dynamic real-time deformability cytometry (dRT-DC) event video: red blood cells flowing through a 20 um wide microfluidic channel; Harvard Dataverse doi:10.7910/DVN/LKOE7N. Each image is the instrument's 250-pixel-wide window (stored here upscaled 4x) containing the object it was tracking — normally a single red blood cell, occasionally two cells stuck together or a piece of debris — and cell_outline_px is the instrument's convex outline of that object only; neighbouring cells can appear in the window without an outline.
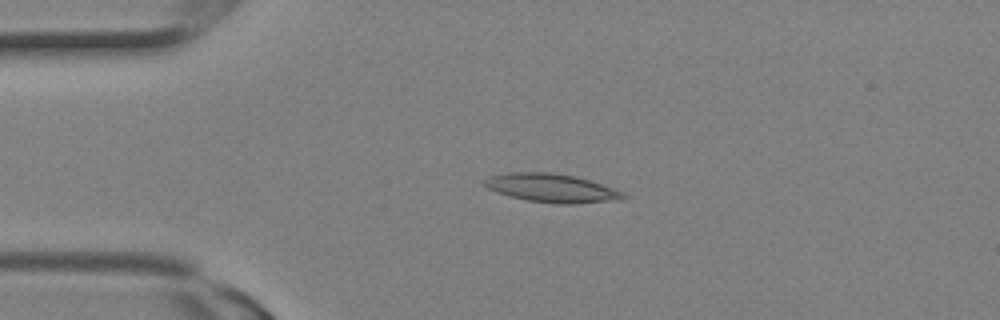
{"species": "Egyptian fruit bat (a non-hibernating species)", "species_latin": "Rousettus aegyptiacus", "temperature_condition": "room temperature", "stored_images_in_passage": 7, "camera_frame_rate_fps": 3000, "um_per_image_px": 0.085, "animal": {"sex": "female"}, "frame": {"image": 1, "passage_image": 2, "time_ms": 0.333, "image_size_px": [1000, 320], "cell_outline_px": [[628, 196], [608, 200], [572, 204], [560, 204], [524, 200], [496, 192], [488, 188], [484, 184], [484, 180], [488, 176], [508, 172], [552, 172], [572, 176], [588, 180], [624, 192]], "centroid_in_image_um": [46.79, 15.97], "position_along_channel_um": 38.2, "area_um2": 22.72}}
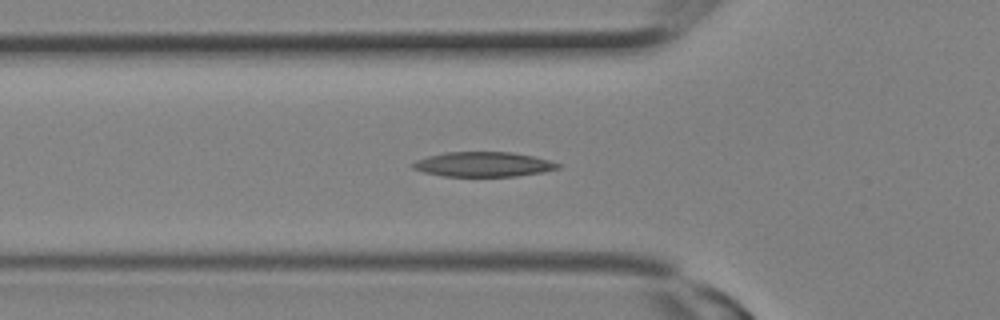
{"frame": {"image": 2, "passage_image": 5, "time_ms": 1.333, "image_size_px": [1000, 320], "cell_outline_px": [[564, 164], [560, 168], [544, 172], [516, 176], [444, 176], [424, 172], [412, 168], [408, 164], [416, 160], [428, 156], [444, 152], [512, 152], [552, 160]], "centroid_in_image_um": [41.11, 13.96], "position_along_channel_um": 84.7, "area_um2": 21.21}}
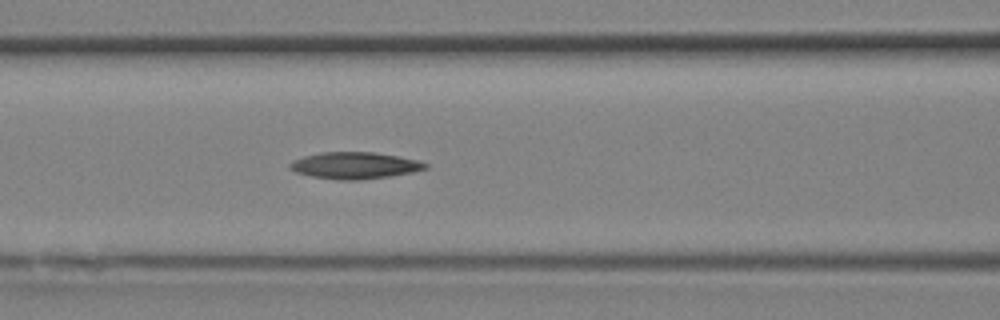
{"frame": {"image": 3, "passage_image": 7, "time_ms": 2.0, "image_size_px": [1000, 320], "cell_outline_px": [[428, 168], [412, 172], [388, 176], [360, 180], [340, 180], [312, 176], [296, 172], [288, 168], [288, 164], [304, 156], [320, 152], [376, 152], [416, 160], [428, 164]], "centroid_in_image_um": [30.14, 14.06], "position_along_channel_um": 136.5, "area_um2": 20.87}}